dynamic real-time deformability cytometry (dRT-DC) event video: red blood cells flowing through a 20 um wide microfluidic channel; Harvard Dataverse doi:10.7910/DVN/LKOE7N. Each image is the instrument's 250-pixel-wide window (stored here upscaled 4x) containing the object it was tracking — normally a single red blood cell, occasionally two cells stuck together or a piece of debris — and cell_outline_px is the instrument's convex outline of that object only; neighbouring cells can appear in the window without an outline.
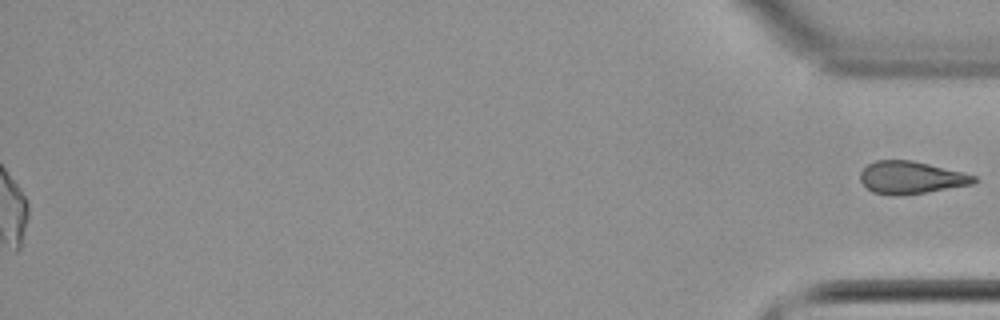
{"species": "common noctule bat (a hibernating species)", "species_latin": "Nyctalus noctula", "temperature_condition": "cold", "stored_images_in_passage": 40, "segment_of_instrument_passage": [2, 2], "camera_frame_rate_fps": 3000, "um_per_image_px": 0.085, "animal": {"sex": "female", "body_mass_g": 22.7, "forearm_length_mm": 54.2}, "frame": {"image": 1, "passage_image": 40, "time_ms": 13.0, "image_size_px": [1000, 320], "cell_outline_px": [[976, 180], [972, 184], [900, 196], [888, 196], [872, 192], [860, 180], [860, 172], [868, 164], [876, 160], [912, 160], [964, 172], [976, 176]], "centroid_in_image_um": [77.4, 15.09], "position_along_channel_um": 357.8, "area_um2": 21.5}}